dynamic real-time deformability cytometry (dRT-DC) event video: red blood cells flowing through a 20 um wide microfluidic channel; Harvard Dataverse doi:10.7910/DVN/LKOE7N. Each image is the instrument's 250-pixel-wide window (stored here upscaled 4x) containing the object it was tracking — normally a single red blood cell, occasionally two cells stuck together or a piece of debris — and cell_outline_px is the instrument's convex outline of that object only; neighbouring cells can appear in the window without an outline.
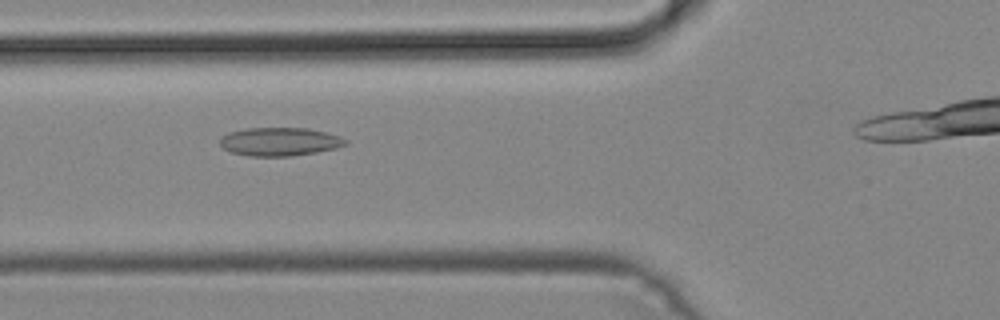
{"species": "common noctule bat (a hibernating species)", "species_latin": "Nyctalus noctula", "temperature_condition": "cold", "stored_images_in_passage": 34, "camera_frame_rate_fps": 3000, "um_per_image_px": 0.085, "animal": {"sex": "male", "body_mass_g": 19.2, "forearm_length_mm": 51.8}, "frame": {"image": 1, "passage_image": 12, "time_ms": 3.667, "image_size_px": [1000, 320], "cell_outline_px": [[348, 144], [336, 148], [316, 152], [292, 156], [248, 156], [232, 152], [224, 148], [220, 144], [220, 136], [228, 132], [248, 128], [308, 128], [340, 136], [348, 140]], "centroid_in_image_um": [23.77, 12.04], "position_along_channel_um": 102.0, "area_um2": 20.81}}
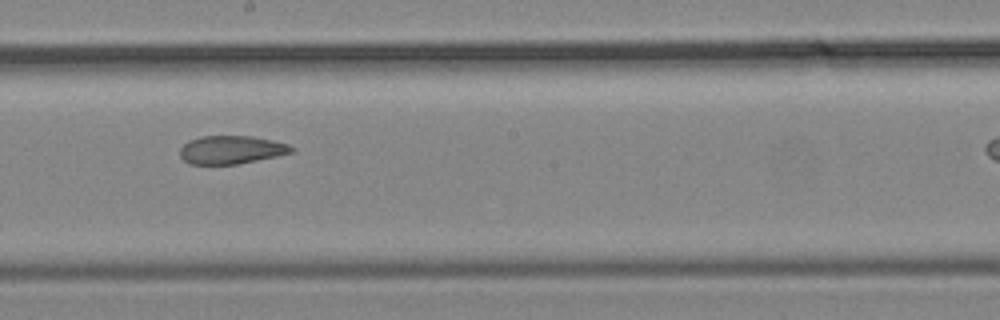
{"frame": {"image": 2, "passage_image": 21, "time_ms": 6.667, "image_size_px": [1000, 320], "cell_outline_px": [[296, 148], [292, 152], [276, 156], [236, 164], [188, 164], [180, 156], [180, 148], [188, 140], [200, 136], [252, 136], [272, 140], [288, 144]], "centroid_in_image_um": [19.64, 12.72], "position_along_channel_um": 228.6, "area_um2": 18.32}}
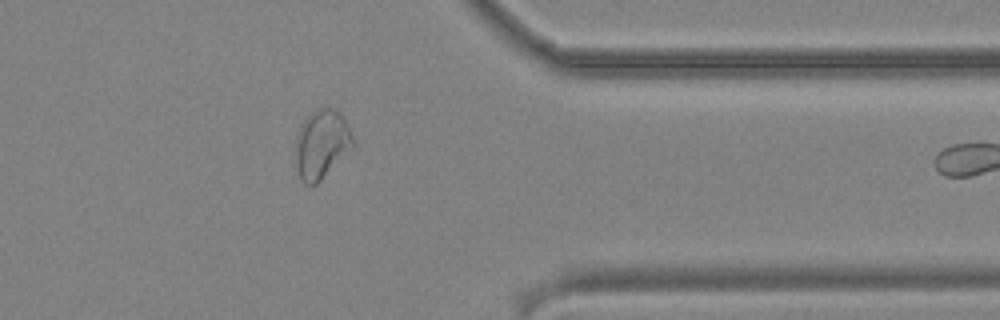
{"frame": {"image": 3, "passage_image": 33, "time_ms": 10.667, "image_size_px": [1000, 320], "cell_outline_px": [[356, 148], [316, 184], [304, 184], [300, 180], [296, 164], [296, 136], [304, 120], [316, 108], [336, 108], [344, 116], [356, 140]], "centroid_in_image_um": [27.41, 12.25], "position_along_channel_um": 384.0, "area_um2": 23.7}}